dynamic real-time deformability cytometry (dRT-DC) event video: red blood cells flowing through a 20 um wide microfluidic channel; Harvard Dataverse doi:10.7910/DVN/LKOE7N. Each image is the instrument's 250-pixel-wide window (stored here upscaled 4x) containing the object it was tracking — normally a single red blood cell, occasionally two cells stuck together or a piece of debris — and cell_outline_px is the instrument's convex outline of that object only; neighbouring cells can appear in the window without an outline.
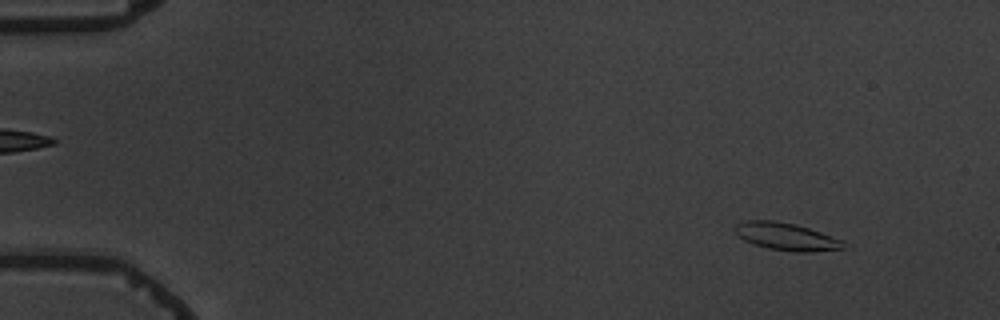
{"species": "common noctule bat (a hibernating species)", "species_latin": "Nyctalus noctula", "temperature_condition": "warm", "stored_images_in_passage": 5, "camera_frame_rate_fps": 3000, "um_per_image_px": 0.085, "animal": {"sex": "male", "body_mass_g": 19.5, "forearm_length_mm": 54.6}, "frame": {"image": 1, "passage_image": 1, "time_ms": 0.0, "image_size_px": [1000, 320], "cell_outline_px": [[844, 248], [808, 252], [796, 252], [768, 248], [744, 240], [732, 228], [736, 224], [748, 220], [772, 220], [796, 224], [844, 240]], "centroid_in_image_um": [66.83, 20.1], "position_along_channel_um": 18.2, "area_um2": 17.17}}